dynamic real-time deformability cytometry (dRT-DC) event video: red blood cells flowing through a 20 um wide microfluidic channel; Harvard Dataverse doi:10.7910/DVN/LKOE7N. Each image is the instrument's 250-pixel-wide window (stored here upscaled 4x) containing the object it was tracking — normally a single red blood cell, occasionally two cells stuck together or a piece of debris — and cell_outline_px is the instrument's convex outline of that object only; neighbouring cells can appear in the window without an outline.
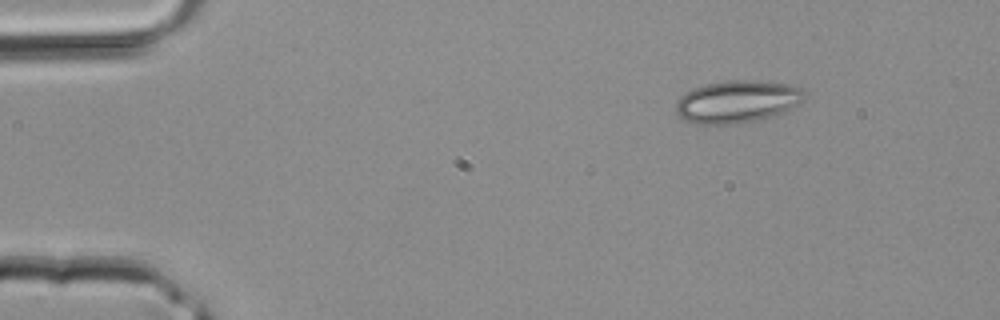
{"species": "common noctule bat (a hibernating species)", "species_latin": "Nyctalus noctula", "temperature_condition": "room temperature", "stored_images_in_passage": 36, "camera_frame_rate_fps": 3000, "um_per_image_px": 0.085, "animal": {"sex": "male", "body_mass_g": 20.4}, "frame": {"image": 1, "passage_image": 1, "time_ms": 0.0, "image_size_px": [1000, 320], "cell_outline_px": [[804, 96], [800, 104], [784, 112], [772, 116], [756, 120], [736, 124], [696, 124], [684, 120], [676, 112], [676, 100], [680, 96], [704, 84], [728, 80], [756, 80], [792, 84], [800, 88], [804, 92]], "centroid_in_image_um": [62.67, 8.63], "position_along_channel_um": 22.3, "area_um2": 31.91}}
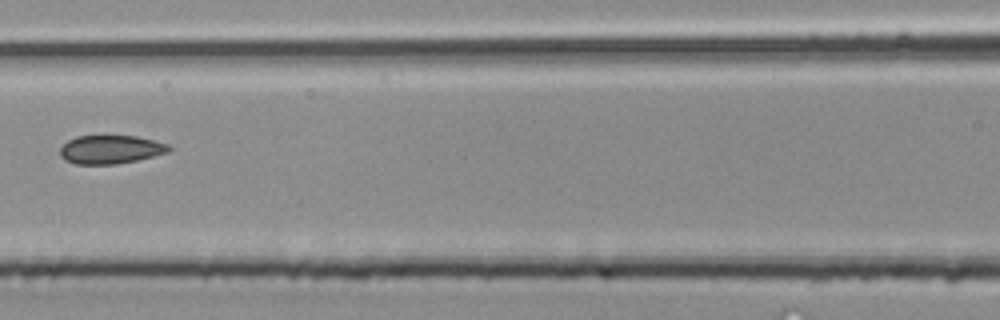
{"frame": {"image": 2, "passage_image": 14, "time_ms": 4.333, "image_size_px": [1000, 320], "cell_outline_px": [[172, 148], [168, 152], [136, 160], [116, 164], [76, 164], [64, 160], [60, 156], [60, 148], [68, 140], [76, 136], [136, 136], [168, 144]], "centroid_in_image_um": [9.37, 12.71], "position_along_channel_um": 157.2, "area_um2": 17.98}}
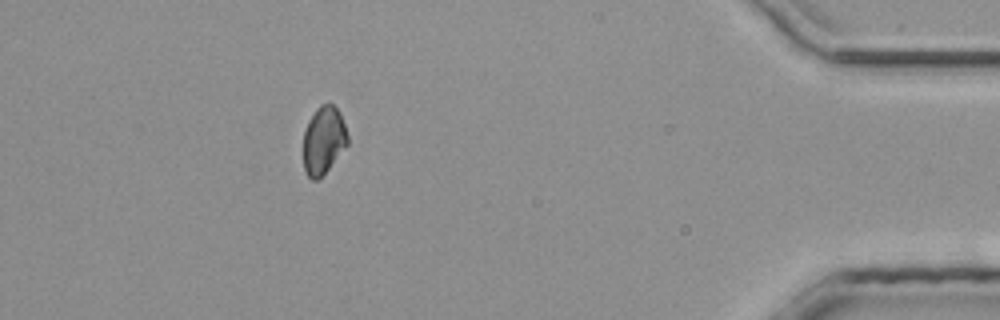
{"frame": {"image": 3, "passage_image": 32, "time_ms": 10.333, "image_size_px": [1000, 320], "cell_outline_px": [[348, 144], [328, 168], [316, 180], [312, 180], [304, 172], [304, 132], [308, 120], [316, 108], [320, 104], [332, 104], [340, 112], [348, 136]], "centroid_in_image_um": [27.49, 11.9], "position_along_channel_um": 407.7, "area_um2": 17.28}}